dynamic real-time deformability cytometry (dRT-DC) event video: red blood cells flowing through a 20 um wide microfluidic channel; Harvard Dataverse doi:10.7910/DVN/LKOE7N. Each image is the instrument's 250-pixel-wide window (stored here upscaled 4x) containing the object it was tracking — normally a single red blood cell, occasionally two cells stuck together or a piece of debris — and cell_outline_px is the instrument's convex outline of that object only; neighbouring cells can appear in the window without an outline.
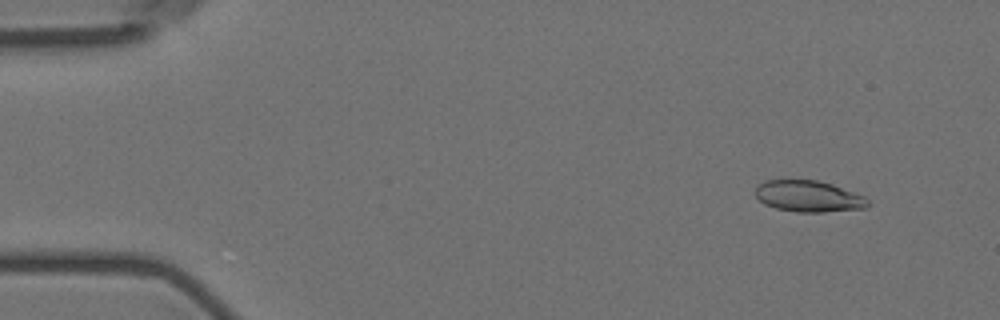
{"species": "Egyptian fruit bat (a non-hibernating species)", "species_latin": "Rousettus aegyptiacus", "temperature_condition": "room temperature", "stored_images_in_passage": 16, "segment_of_instrument_passage": [1, 2], "camera_frame_rate_fps": 3000, "um_per_image_px": 0.085, "animal": {"sex": "female"}, "frame": {"image": 1, "passage_image": 2, "time_ms": 1.0, "image_size_px": [1000, 320], "cell_outline_px": [[872, 204], [868, 208], [824, 212], [796, 212], [776, 208], [764, 204], [756, 196], [756, 184], [764, 180], [820, 180], [832, 184], [864, 196]], "centroid_in_image_um": [68.74, 16.68], "position_along_channel_um": 16.3, "area_um2": 20.75}}
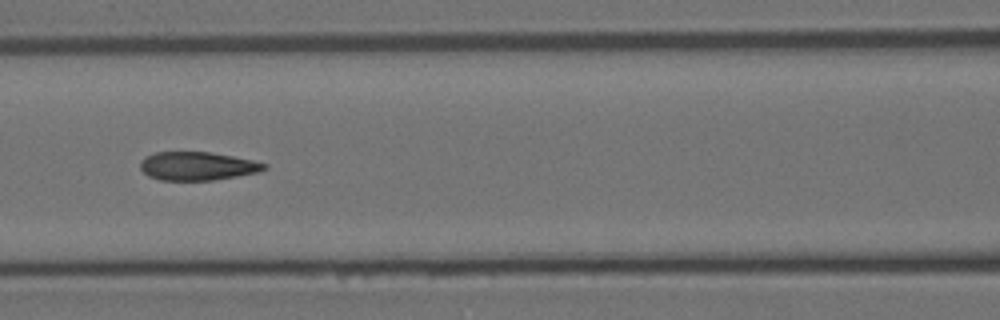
{"frame": {"image": 2, "passage_image": 7, "time_ms": 7.667, "image_size_px": [1000, 320], "cell_outline_px": [[268, 168], [260, 172], [212, 180], [160, 180], [148, 176], [140, 168], [140, 160], [144, 156], [156, 152], [208, 152], [232, 156], [252, 160], [268, 164]], "centroid_in_image_um": [16.77, 14.11], "position_along_channel_um": 149.8, "area_um2": 20.58}}
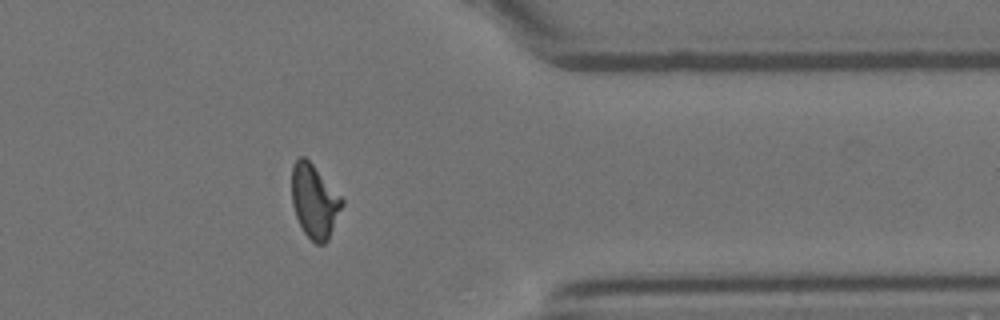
{"frame": {"image": 3, "passage_image": 13, "time_ms": 14.667, "image_size_px": [1000, 320], "cell_outline_px": [[344, 204], [328, 240], [324, 244], [316, 244], [304, 232], [296, 216], [292, 204], [292, 164], [300, 156], [304, 156], [312, 164], [344, 200]], "centroid_in_image_um": [26.73, 17.11], "position_along_channel_um": 384.7, "area_um2": 21.33}}